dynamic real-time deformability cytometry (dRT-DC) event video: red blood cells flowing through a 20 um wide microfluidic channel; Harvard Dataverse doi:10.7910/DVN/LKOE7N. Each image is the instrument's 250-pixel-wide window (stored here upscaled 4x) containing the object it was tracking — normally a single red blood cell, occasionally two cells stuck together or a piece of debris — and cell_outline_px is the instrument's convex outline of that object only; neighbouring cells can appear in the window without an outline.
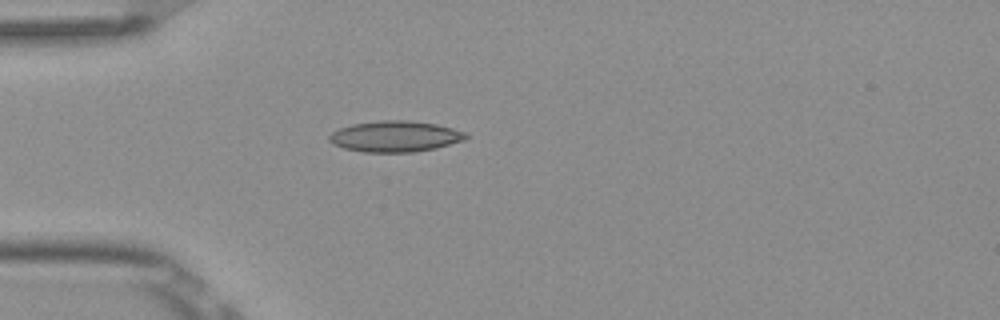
{"species": "Egyptian fruit bat (a non-hibernating species)", "species_latin": "Rousettus aegyptiacus", "temperature_condition": "room temperature", "stored_images_in_passage": 2, "camera_frame_rate_fps": 3000, "um_per_image_px": 0.085, "frame": {"image": 1, "passage_image": 2, "time_ms": 0.333, "image_size_px": [1000, 320], "cell_outline_px": [[468, 136], [464, 140], [436, 148], [416, 152], [364, 152], [344, 148], [332, 144], [328, 140], [328, 136], [332, 132], [340, 128], [352, 124], [380, 120], [408, 120], [436, 124], [452, 128], [464, 132]], "centroid_in_image_um": [33.56, 11.59], "position_along_channel_um": 51.4, "area_um2": 24.68}}